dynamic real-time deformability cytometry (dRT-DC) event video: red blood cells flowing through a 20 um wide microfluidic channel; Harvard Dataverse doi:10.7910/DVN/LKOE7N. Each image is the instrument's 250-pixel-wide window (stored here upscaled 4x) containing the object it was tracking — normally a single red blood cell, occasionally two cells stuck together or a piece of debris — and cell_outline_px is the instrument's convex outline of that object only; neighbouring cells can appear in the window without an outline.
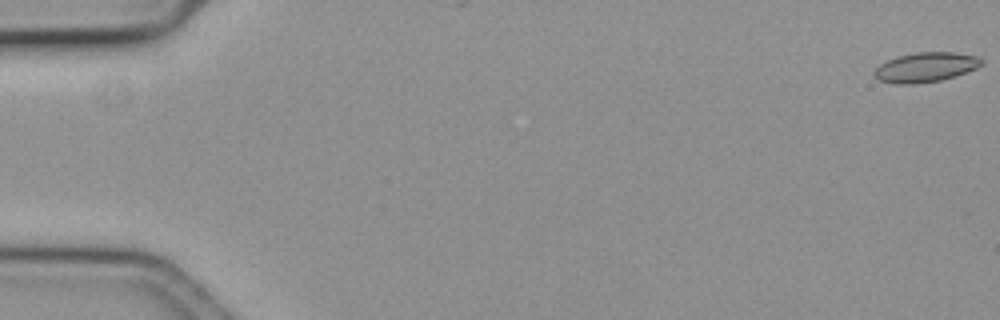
{"species": "common noctule bat (a hibernating species)", "species_latin": "Nyctalus noctula", "temperature_condition": "cold", "stored_images_in_passage": 20, "camera_frame_rate_fps": 3000, "um_per_image_px": 0.085, "animal": {"sex": "female", "body_mass_g": 19.3, "forearm_length_mm": 54.1}, "frame": {"image": 1, "passage_image": 1, "time_ms": 0.0, "image_size_px": [1000, 320], "cell_outline_px": [[984, 60], [976, 68], [940, 80], [912, 84], [896, 84], [880, 80], [872, 72], [880, 64], [888, 60], [900, 56], [916, 52], [952, 52], [976, 56]], "centroid_in_image_um": [78.65, 5.71], "position_along_channel_um": 6.4, "area_um2": 18.09}}